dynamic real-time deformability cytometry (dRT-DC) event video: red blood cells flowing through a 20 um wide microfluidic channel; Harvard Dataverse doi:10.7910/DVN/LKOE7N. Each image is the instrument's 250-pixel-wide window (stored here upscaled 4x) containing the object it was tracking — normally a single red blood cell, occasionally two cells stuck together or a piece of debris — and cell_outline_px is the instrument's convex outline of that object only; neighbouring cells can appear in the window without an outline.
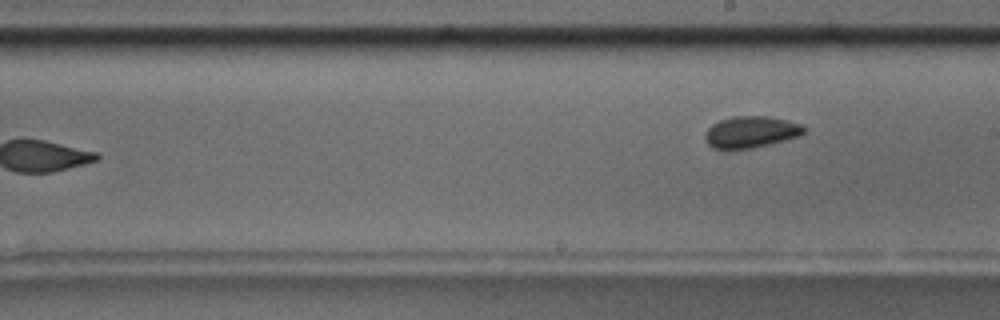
{"species": "common noctule bat (a hibernating species)", "species_latin": "Nyctalus noctula", "temperature_condition": "room temperature", "stored_images_in_passage": 10, "camera_frame_rate_fps": 3000, "um_per_image_px": 0.085, "animal": {"sex": "male", "body_mass_g": 17.5, "forearm_length_mm": 52.3}, "frame": {"image": 1, "passage_image": 10, "time_ms": 11.333, "image_size_px": [1000, 320], "cell_outline_px": [[808, 128], [800, 136], [752, 148], [728, 152], [712, 148], [708, 144], [704, 136], [704, 132], [712, 124], [720, 120], [732, 116], [768, 116], [788, 120], [804, 124]], "centroid_in_image_um": [63.81, 11.24], "position_along_channel_um": 225.2, "area_um2": 18.84}}